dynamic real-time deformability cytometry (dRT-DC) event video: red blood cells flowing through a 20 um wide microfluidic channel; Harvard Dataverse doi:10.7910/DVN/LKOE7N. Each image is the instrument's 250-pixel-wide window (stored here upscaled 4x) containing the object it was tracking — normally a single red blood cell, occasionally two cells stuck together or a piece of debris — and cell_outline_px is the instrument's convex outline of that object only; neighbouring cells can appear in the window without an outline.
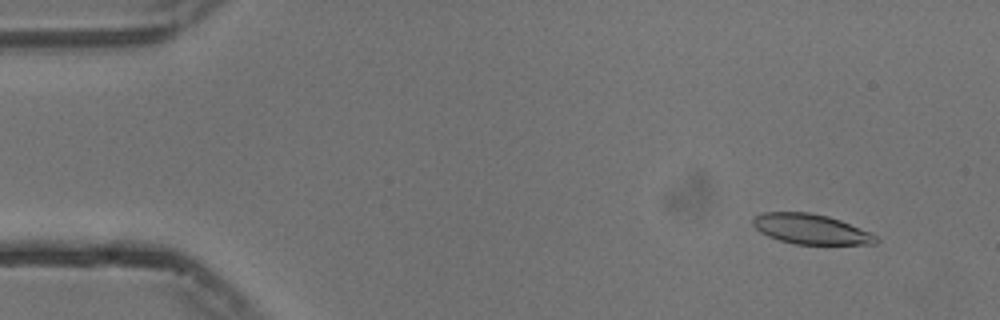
{"species": "common noctule bat (a hibernating species)", "species_latin": "Nyctalus noctula", "temperature_condition": "cold", "stored_images_in_passage": 21, "camera_frame_rate_fps": 3000, "um_per_image_px": 0.085, "animal": {"sex": "male", "body_mass_g": 13.3}, "frame": {"image": 1, "passage_image": 5, "time_ms": 1.333, "image_size_px": [1000, 320], "cell_outline_px": [[880, 240], [876, 244], [796, 244], [780, 240], [768, 236], [760, 232], [752, 224], [752, 216], [764, 212], [808, 212], [828, 216], [840, 220], [872, 232], [880, 236]], "centroid_in_image_um": [68.96, 19.47], "position_along_channel_um": 16.0, "area_um2": 21.79}}
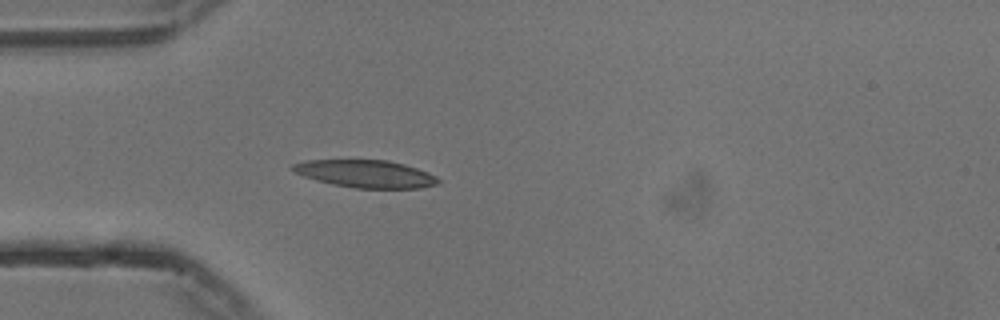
{"frame": {"image": 2, "passage_image": 16, "time_ms": 5.0, "image_size_px": [1000, 320], "cell_outline_px": [[440, 184], [420, 188], [356, 188], [332, 184], [316, 180], [292, 172], [288, 168], [292, 164], [308, 160], [388, 160], [404, 164], [428, 172], [436, 176], [440, 180]], "centroid_in_image_um": [31.06, 14.77], "position_along_channel_um": 53.9, "area_um2": 23.47}}
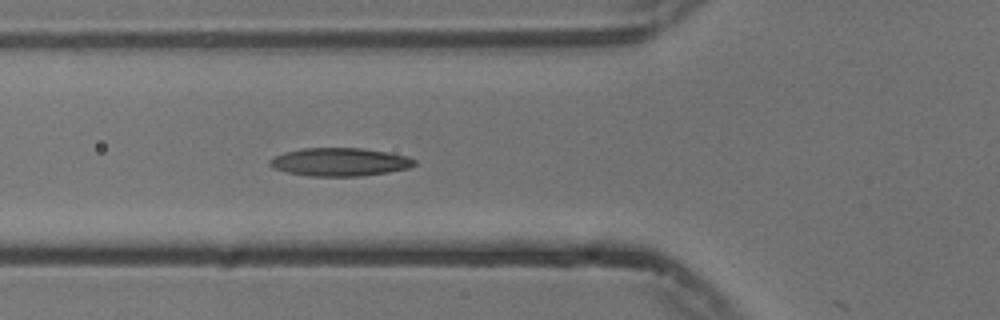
{"frame": {"image": 3, "passage_image": 20, "time_ms": 6.333, "image_size_px": [1000, 320], "cell_outline_px": [[416, 164], [408, 168], [388, 172], [360, 176], [308, 176], [288, 172], [272, 168], [268, 164], [268, 160], [284, 152], [304, 148], [360, 148], [388, 152], [408, 156], [416, 160]], "centroid_in_image_um": [28.87, 13.77], "position_along_channel_um": 96.9, "area_um2": 23.76}}